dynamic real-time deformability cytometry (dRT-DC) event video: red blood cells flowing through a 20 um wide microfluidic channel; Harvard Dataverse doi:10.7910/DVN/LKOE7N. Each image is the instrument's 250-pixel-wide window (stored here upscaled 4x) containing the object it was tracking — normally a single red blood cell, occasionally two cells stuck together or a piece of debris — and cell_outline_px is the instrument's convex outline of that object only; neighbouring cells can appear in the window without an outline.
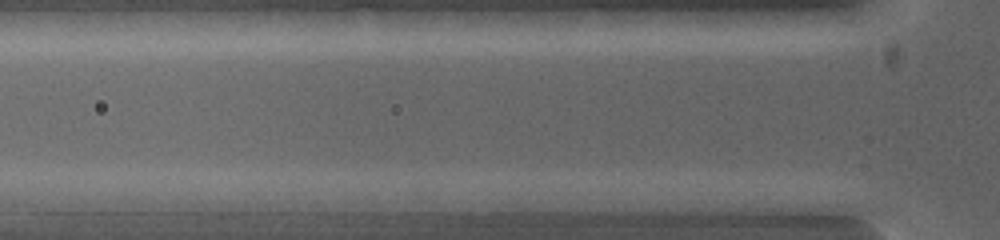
{"species": "common noctule bat (a hibernating species)", "species_latin": "Nyctalus noctula", "temperature_condition": "warm", "stored_images_in_passage": 4, "camera_frame_rate_fps": 5000, "um_per_image_px": 0.085, "animal": {"sex": "female", "body_mass_g": 19.0, "forearm_length_mm": 53.3}, "frame": {"image": 1, "passage_image": 2, "time_ms": 0.2, "image_size_px": [1000, 240], "cell_outline_px": [[608, 200], [536, 212], [516, 212], [496, 200], [528, 192], [580, 192]], "centroid_in_image_um": [46.49, 17.08], "position_along_channel_um": 79.3, "area_um2": 10.46}}